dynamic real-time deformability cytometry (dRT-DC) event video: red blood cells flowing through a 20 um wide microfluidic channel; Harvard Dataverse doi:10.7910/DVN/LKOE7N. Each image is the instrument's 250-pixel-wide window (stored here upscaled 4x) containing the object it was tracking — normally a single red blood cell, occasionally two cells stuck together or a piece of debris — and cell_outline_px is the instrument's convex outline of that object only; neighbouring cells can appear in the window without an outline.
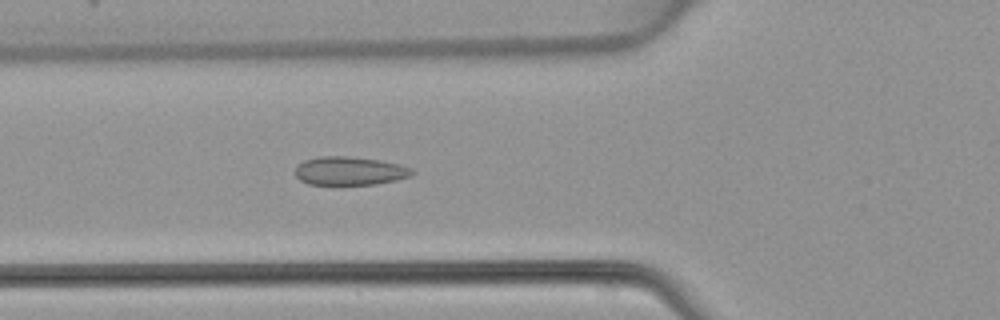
{"species": "common noctule bat (a hibernating species)", "species_latin": "Nyctalus noctula", "temperature_condition": "warm", "stored_images_in_passage": 48, "camera_frame_rate_fps": 3000, "um_per_image_px": 0.085, "animal": {"sex": "female", "body_mass_g": 22.7, "forearm_length_mm": 54.2}, "frame": {"image": 1, "passage_image": 18, "time_ms": 5.667, "image_size_px": [1000, 320], "cell_outline_px": [[416, 172], [412, 176], [396, 180], [376, 184], [308, 184], [300, 180], [296, 176], [296, 168], [304, 160], [320, 156], [348, 156], [380, 160], [400, 164], [412, 168]], "centroid_in_image_um": [29.77, 14.52], "position_along_channel_um": 96.0, "area_um2": 19.42}}
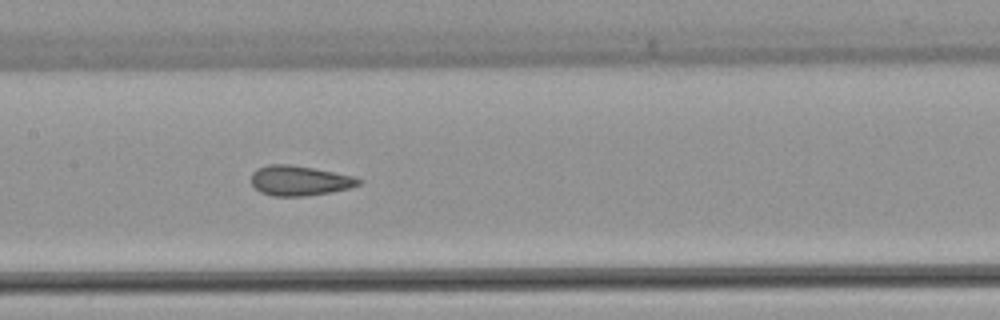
{"frame": {"image": 2, "passage_image": 24, "time_ms": 7.667, "image_size_px": [1000, 320], "cell_outline_px": [[364, 180], [360, 184], [348, 188], [332, 192], [304, 196], [272, 196], [260, 192], [252, 184], [252, 172], [268, 164], [288, 164], [312, 168], [356, 176]], "centroid_in_image_um": [25.49, 15.36], "position_along_channel_um": 181.9, "area_um2": 18.73}}
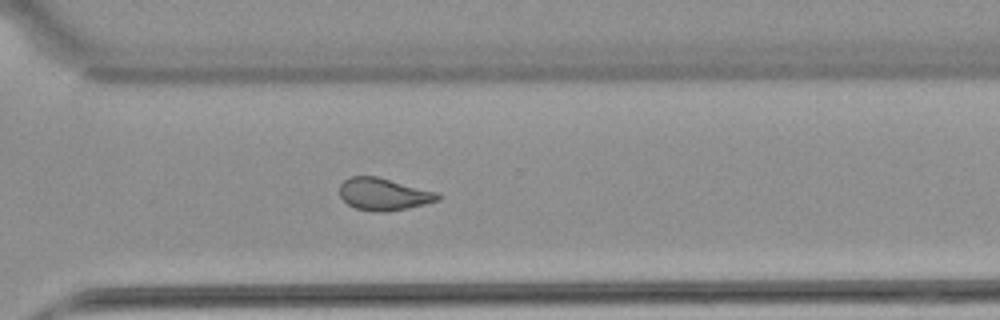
{"frame": {"image": 3, "passage_image": 35, "time_ms": 11.333, "image_size_px": [1000, 320], "cell_outline_px": [[440, 200], [408, 208], [384, 212], [376, 212], [356, 208], [348, 204], [340, 196], [340, 184], [344, 180], [352, 176], [376, 176], [440, 192]], "centroid_in_image_um": [32.64, 16.5], "position_along_channel_um": 338.0, "area_um2": 18.5}}